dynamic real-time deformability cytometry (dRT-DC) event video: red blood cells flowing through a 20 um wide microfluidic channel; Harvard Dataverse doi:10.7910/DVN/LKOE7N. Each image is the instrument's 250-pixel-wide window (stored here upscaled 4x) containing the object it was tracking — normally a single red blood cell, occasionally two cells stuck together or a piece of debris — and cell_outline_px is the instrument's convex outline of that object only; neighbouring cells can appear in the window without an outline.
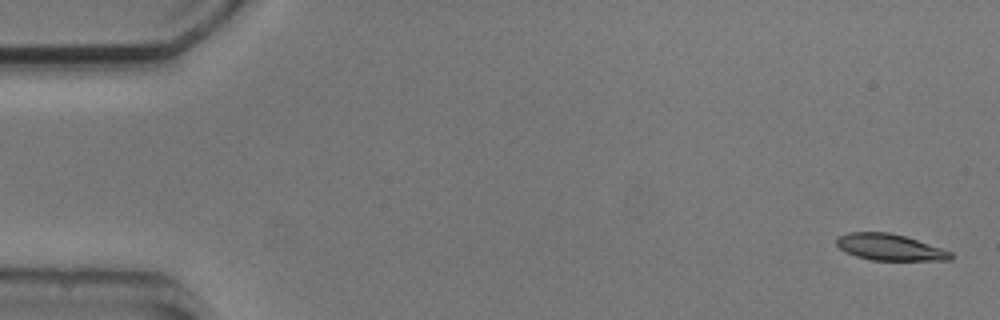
{"species": "common noctule bat (a hibernating species)", "species_latin": "Nyctalus noctula", "temperature_condition": "cold", "stored_images_in_passage": 4, "camera_frame_rate_fps": 3000, "um_per_image_px": 0.085, "animal": {"sex": "male", "body_mass_g": 20.5, "forearm_length_mm": 52.5}, "frame": {"image": 1, "passage_image": 1, "time_ms": 0.0, "image_size_px": [1000, 320], "cell_outline_px": [[952, 260], [872, 260], [856, 256], [844, 252], [836, 244], [836, 236], [848, 232], [888, 232], [904, 236], [952, 252]], "centroid_in_image_um": [75.57, 21.01], "position_along_channel_um": 9.4, "area_um2": 17.46}}
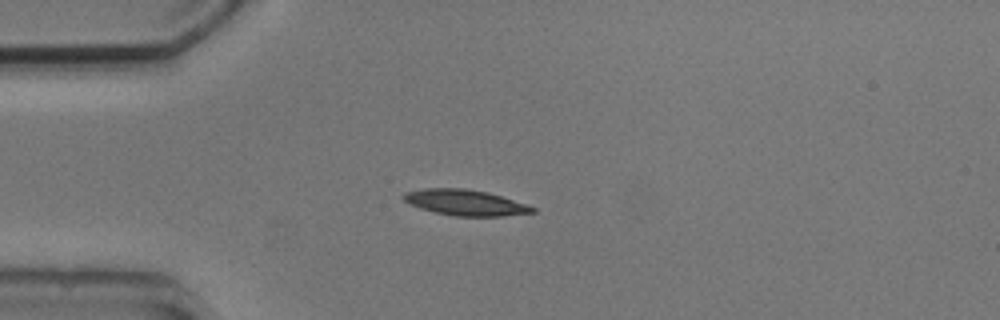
{"frame": {"image": 2, "passage_image": 4, "time_ms": 4.0, "image_size_px": [1000, 320], "cell_outline_px": [[536, 212], [500, 216], [452, 216], [420, 208], [408, 204], [400, 196], [404, 192], [424, 188], [464, 188], [488, 192], [536, 208]], "centroid_in_image_um": [39.47, 17.21], "position_along_channel_um": 45.5, "area_um2": 19.31}}